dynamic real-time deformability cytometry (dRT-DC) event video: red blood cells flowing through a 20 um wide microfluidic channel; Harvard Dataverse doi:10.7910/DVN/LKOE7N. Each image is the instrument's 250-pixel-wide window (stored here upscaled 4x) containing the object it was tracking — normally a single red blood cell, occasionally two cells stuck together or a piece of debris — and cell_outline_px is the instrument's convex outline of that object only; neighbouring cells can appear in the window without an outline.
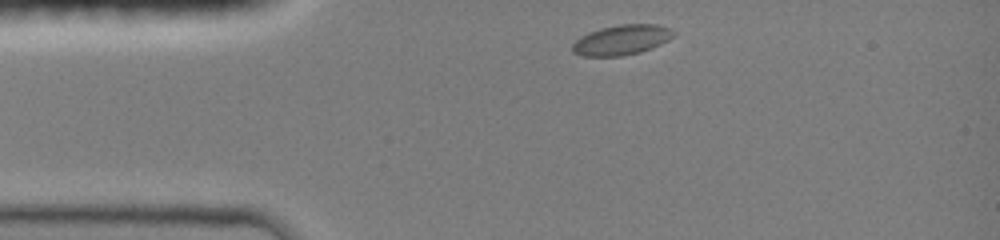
{"species": "common noctule bat (a hibernating species)", "species_latin": "Nyctalus noctula", "temperature_condition": "room temperature", "stored_images_in_passage": 9, "camera_frame_rate_fps": 3000, "um_per_image_px": 0.085, "animal": {"sex": "female", "body_mass_g": 19.0, "forearm_length_mm": 51.5}, "frame": {"image": 1, "passage_image": 1, "time_ms": 0.0, "image_size_px": [1000, 240], "cell_outline_px": [[676, 36], [652, 48], [640, 52], [620, 56], [580, 56], [572, 52], [572, 44], [580, 36], [588, 32], [600, 28], [620, 24], [656, 24], [672, 28], [676, 32]], "centroid_in_image_um": [52.85, 3.38], "position_along_channel_um": 32.1, "area_um2": 17.98}}
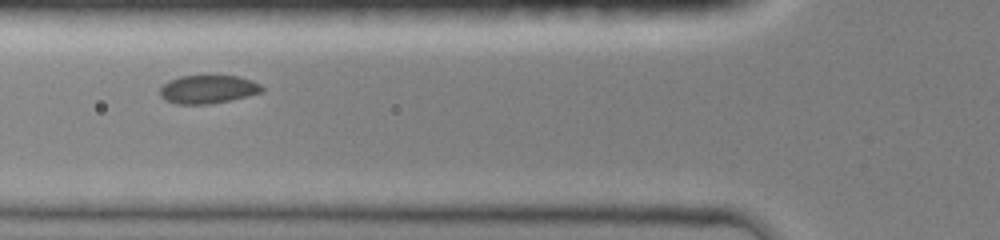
{"frame": {"image": 2, "passage_image": 6, "time_ms": 2.667, "image_size_px": [1000, 240], "cell_outline_px": [[264, 92], [228, 100], [208, 104], [176, 104], [164, 100], [160, 96], [160, 88], [168, 80], [180, 76], [212, 72], [240, 76], [252, 80], [260, 84], [264, 88]], "centroid_in_image_um": [17.68, 7.53], "position_along_channel_um": 108.1, "area_um2": 17.74}}
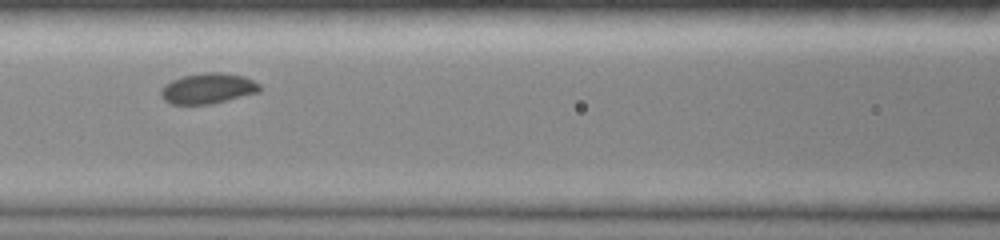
{"frame": {"image": 3, "passage_image": 8, "time_ms": 3.667, "image_size_px": [1000, 240], "cell_outline_px": [[260, 92], [208, 104], [172, 104], [164, 100], [160, 96], [160, 88], [164, 84], [172, 80], [184, 76], [204, 72], [224, 72], [244, 76], [260, 84]], "centroid_in_image_um": [17.65, 7.5], "position_along_channel_um": 149.0, "area_um2": 17.57}}